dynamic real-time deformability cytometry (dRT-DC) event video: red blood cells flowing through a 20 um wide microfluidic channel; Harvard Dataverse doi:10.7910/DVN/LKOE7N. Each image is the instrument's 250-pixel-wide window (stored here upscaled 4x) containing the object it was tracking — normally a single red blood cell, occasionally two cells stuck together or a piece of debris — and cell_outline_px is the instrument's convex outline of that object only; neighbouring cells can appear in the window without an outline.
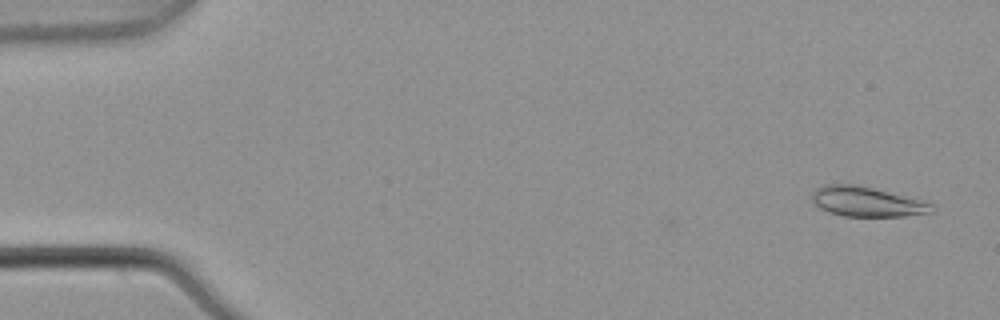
{"species": "common noctule bat (a hibernating species)", "species_latin": "Nyctalus noctula", "temperature_condition": "warm", "stored_images_in_passage": 2, "camera_frame_rate_fps": 3000, "um_per_image_px": 0.085, "animal": {"sex": "male", "body_mass_g": 21.5, "forearm_length_mm": 52.0}, "frame": {"image": 1, "passage_image": 2, "time_ms": 0.333, "image_size_px": [1000, 320], "cell_outline_px": [[936, 208], [932, 212], [904, 216], [844, 216], [828, 212], [820, 208], [812, 200], [812, 192], [816, 188], [824, 184], [856, 184], [872, 188], [932, 204]], "centroid_in_image_um": [73.61, 17.15], "position_along_channel_um": 11.4, "area_um2": 20.46}}